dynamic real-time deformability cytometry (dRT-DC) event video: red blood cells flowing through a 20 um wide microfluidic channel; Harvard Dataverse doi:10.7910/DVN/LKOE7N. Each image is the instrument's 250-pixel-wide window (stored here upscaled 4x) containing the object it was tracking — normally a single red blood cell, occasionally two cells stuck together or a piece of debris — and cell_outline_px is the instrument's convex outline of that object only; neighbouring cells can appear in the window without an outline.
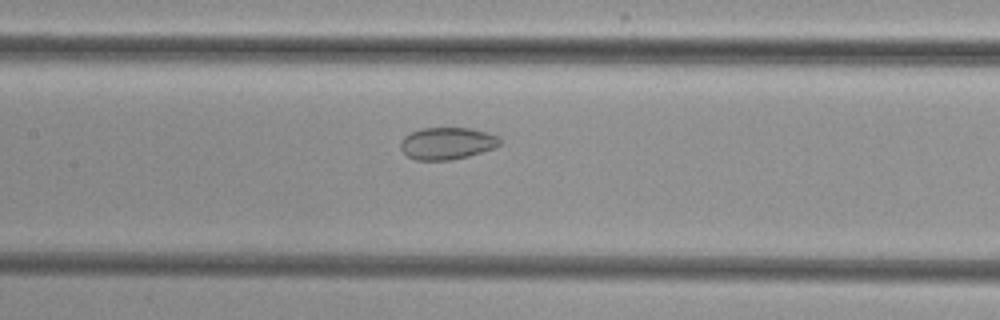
{"species": "common noctule bat (a hibernating species)", "species_latin": "Nyctalus noctula", "temperature_condition": "cold", "stored_images_in_passage": 39, "camera_frame_rate_fps": 3000, "um_per_image_px": 0.085, "animal": {"sex": "female", "body_mass_g": 29.2, "forearm_length_mm": 56.3}, "frame": {"image": 1, "passage_image": 11, "time_ms": 3.333, "image_size_px": [1000, 320], "cell_outline_px": [[500, 144], [492, 148], [468, 156], [448, 160], [416, 160], [408, 156], [400, 148], [400, 140], [404, 136], [420, 128], [472, 128], [496, 136], [500, 140]], "centroid_in_image_um": [37.94, 12.18], "position_along_channel_um": 169.5, "area_um2": 18.32}}
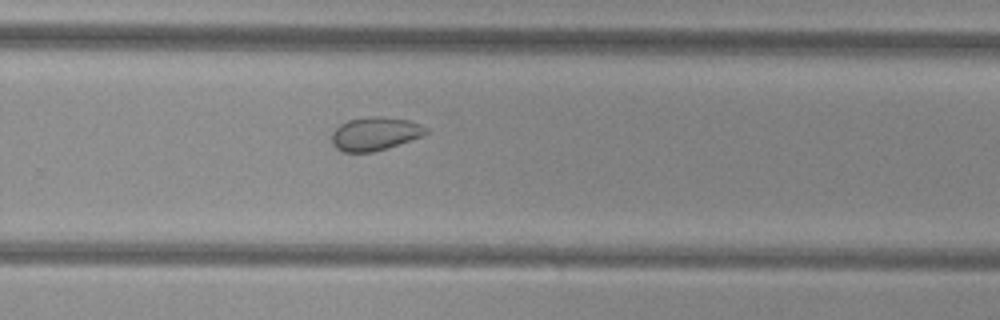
{"frame": {"image": 2, "passage_image": 21, "time_ms": 6.667, "image_size_px": [1000, 320], "cell_outline_px": [[428, 132], [420, 136], [388, 148], [372, 152], [344, 152], [336, 148], [332, 144], [332, 132], [340, 124], [348, 120], [368, 116], [380, 116], [408, 120], [420, 124], [428, 128]], "centroid_in_image_um": [31.85, 11.36], "position_along_channel_um": 298.0, "area_um2": 18.26}}
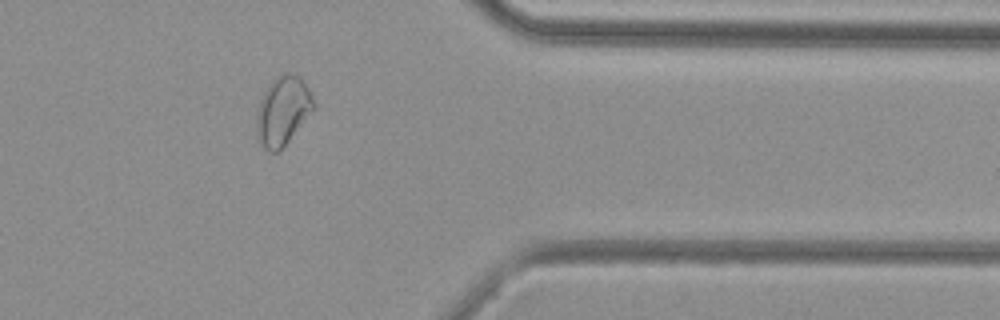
{"frame": {"image": 3, "passage_image": 29, "time_ms": 9.333, "image_size_px": [1000, 320], "cell_outline_px": [[316, 108], [288, 140], [276, 152], [268, 152], [264, 148], [256, 132], [256, 116], [260, 100], [268, 84], [276, 76], [288, 72], [292, 72], [300, 76], [304, 80], [316, 104]], "centroid_in_image_um": [24.05, 9.36], "position_along_channel_um": 387.3, "area_um2": 22.89}}